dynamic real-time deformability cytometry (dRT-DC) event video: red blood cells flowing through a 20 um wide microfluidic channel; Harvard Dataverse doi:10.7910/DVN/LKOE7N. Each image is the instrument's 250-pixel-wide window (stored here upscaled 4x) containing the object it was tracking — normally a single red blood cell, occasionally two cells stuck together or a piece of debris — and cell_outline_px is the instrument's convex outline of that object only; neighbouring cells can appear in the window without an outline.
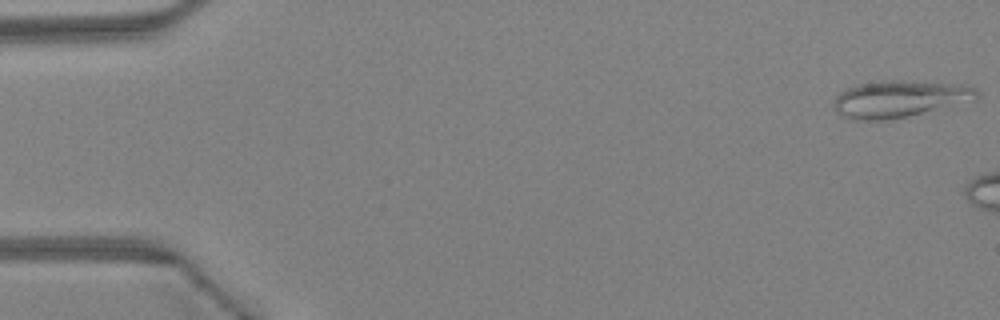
{"species": "Egyptian fruit bat (a non-hibernating species)", "species_latin": "Rousettus aegyptiacus", "temperature_condition": "warm", "stored_images_in_passage": 11, "camera_frame_rate_fps": 3000, "um_per_image_px": 0.085, "animal": {"sex": "female"}, "frame": {"image": 1, "passage_image": 1, "time_ms": 0.0, "image_size_px": [1000, 320], "cell_outline_px": [[980, 96], [976, 100], [908, 116], [884, 120], [852, 120], [836, 112], [832, 104], [836, 96], [840, 92], [856, 84], [888, 80], [900, 80], [964, 84], [976, 88], [980, 92]], "centroid_in_image_um": [76.48, 8.4], "position_along_channel_um": 8.5, "area_um2": 30.98}}